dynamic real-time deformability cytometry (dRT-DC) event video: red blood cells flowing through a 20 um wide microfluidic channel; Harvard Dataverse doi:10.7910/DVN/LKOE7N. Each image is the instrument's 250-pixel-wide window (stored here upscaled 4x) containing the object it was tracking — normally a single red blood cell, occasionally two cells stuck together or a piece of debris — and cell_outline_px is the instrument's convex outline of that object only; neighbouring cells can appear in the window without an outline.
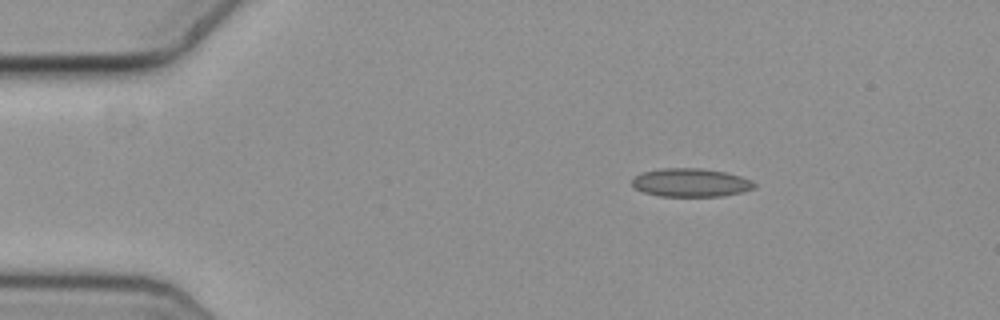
{"species": "common noctule bat (a hibernating species)", "species_latin": "Nyctalus noctula", "temperature_condition": "cold", "stored_images_in_passage": 57, "camera_frame_rate_fps": 3000, "um_per_image_px": 0.085, "animal": {"sex": "female", "body_mass_g": 19.3, "forearm_length_mm": 54.1}, "frame": {"image": 1, "passage_image": 9, "time_ms": 2.667, "image_size_px": [1000, 320], "cell_outline_px": [[756, 188], [724, 196], [660, 196], [644, 192], [636, 188], [632, 184], [632, 180], [636, 176], [644, 172], [664, 168], [700, 168], [724, 172], [740, 176], [756, 184]], "centroid_in_image_um": [58.72, 15.53], "position_along_channel_um": 26.3, "area_um2": 19.94}}
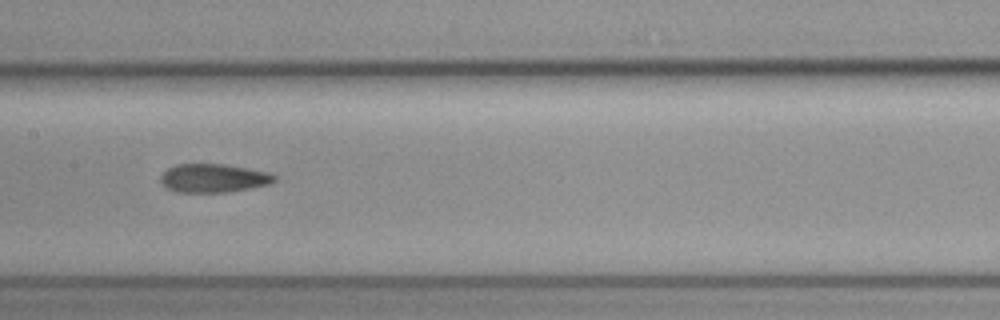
{"frame": {"image": 2, "passage_image": 28, "time_ms": 9.0, "image_size_px": [1000, 320], "cell_outline_px": [[276, 180], [272, 184], [224, 192], [176, 192], [168, 188], [160, 180], [160, 176], [168, 168], [176, 164], [224, 164], [248, 168], [268, 172], [276, 176]], "centroid_in_image_um": [18.16, 15.13], "position_along_channel_um": 189.2, "area_um2": 18.84}}
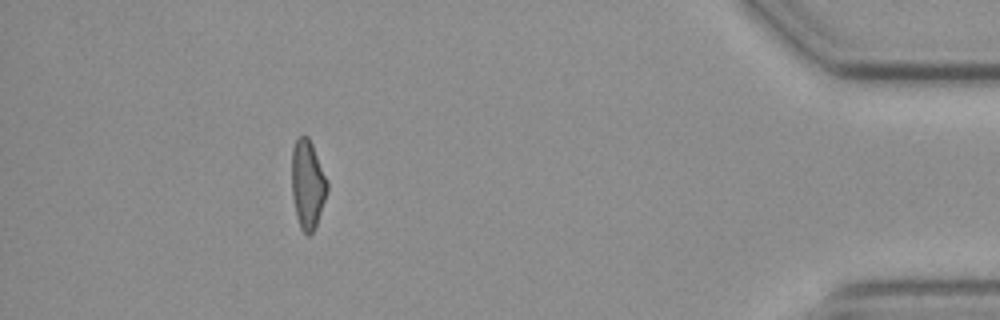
{"frame": {"image": 3, "passage_image": 51, "time_ms": 16.667, "image_size_px": [1000, 320], "cell_outline_px": [[328, 188], [316, 224], [312, 232], [308, 236], [300, 228], [296, 216], [292, 196], [292, 148], [296, 140], [300, 136], [308, 136], [312, 144], [328, 180]], "centroid_in_image_um": [26.14, 15.65], "position_along_channel_um": 409.1, "area_um2": 18.21}, "authors_computed_cell_mechanics": {"area_um2": 19.1896, "velocity_mm_per_s": 3.6299, "shape_relaxation_time_tau1_ms": null, "shape_relaxation_time_tau2_ms": 3.2159, "deformation_change_tau1": null, "deformation_change_tau2": 0.0886}}